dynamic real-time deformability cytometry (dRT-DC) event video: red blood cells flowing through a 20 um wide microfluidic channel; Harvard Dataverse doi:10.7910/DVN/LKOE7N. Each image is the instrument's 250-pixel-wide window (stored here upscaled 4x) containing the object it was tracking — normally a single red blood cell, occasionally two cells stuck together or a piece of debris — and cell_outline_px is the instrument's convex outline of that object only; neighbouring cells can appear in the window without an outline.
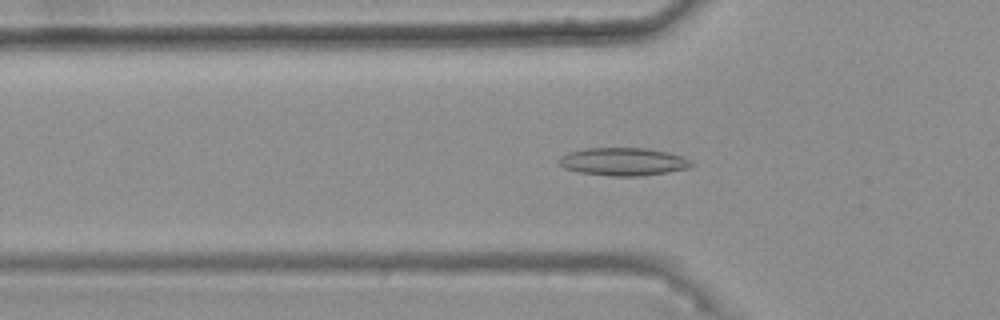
{"species": "common noctule bat (a hibernating species)", "species_latin": "Nyctalus noctula", "temperature_condition": "warm", "stored_images_in_passage": 47, "camera_frame_rate_fps": 3000, "um_per_image_px": 0.085, "animal": {"sex": "female", "body_mass_g": 25.1}, "frame": {"image": 1, "passage_image": 18, "time_ms": 5.667, "image_size_px": [1000, 320], "cell_outline_px": [[696, 164], [692, 168], [668, 172], [636, 176], [608, 176], [580, 172], [564, 168], [556, 160], [560, 156], [568, 152], [584, 148], [648, 148], [668, 152], [680, 156]], "centroid_in_image_um": [52.97, 13.74], "position_along_channel_um": 72.8, "area_um2": 21.68}}
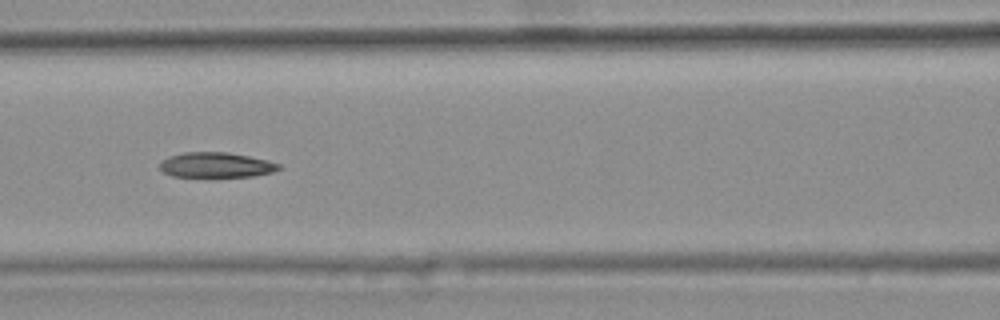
{"frame": {"image": 2, "passage_image": 24, "time_ms": 7.667, "image_size_px": [1000, 320], "cell_outline_px": [[280, 168], [272, 172], [252, 176], [172, 176], [164, 172], [160, 168], [160, 164], [168, 156], [184, 152], [228, 152], [268, 160], [280, 164]], "centroid_in_image_um": [18.37, 14.01], "position_along_channel_um": 148.2, "area_um2": 17.17}}
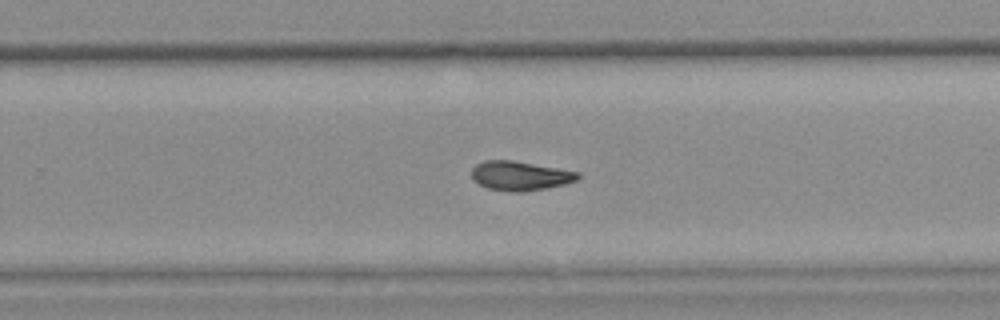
{"frame": {"image": 3, "passage_image": 35, "time_ms": 11.333, "image_size_px": [1000, 320], "cell_outline_px": [[580, 176], [576, 180], [564, 184], [524, 192], [512, 192], [488, 188], [480, 184], [472, 176], [472, 168], [476, 164], [484, 160], [512, 160], [580, 172]], "centroid_in_image_um": [44.21, 14.93], "position_along_channel_um": 285.6, "area_um2": 17.92}, "authors_computed_cell_mechanics": {"area_um2": 18.2648, "velocity_mm_per_s": 3.7551, "shape_relaxation_time_tau1_ms": null, "shape_relaxation_time_tau2_ms": 3.6285, "deformation_change_tau1": null, "deformation_change_tau2": 0.0957}}